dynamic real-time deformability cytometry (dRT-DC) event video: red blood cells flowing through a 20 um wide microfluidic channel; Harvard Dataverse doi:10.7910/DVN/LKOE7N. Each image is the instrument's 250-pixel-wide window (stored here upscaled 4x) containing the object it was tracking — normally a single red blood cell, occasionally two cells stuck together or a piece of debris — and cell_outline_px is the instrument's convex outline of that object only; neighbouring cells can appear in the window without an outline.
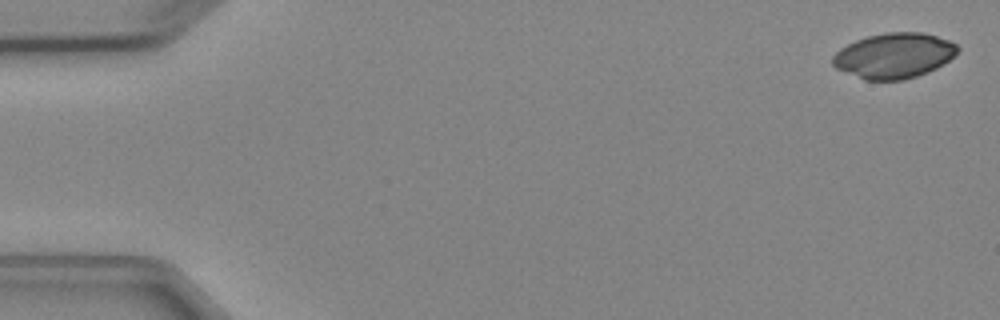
{"species": "Egyptian fruit bat (a non-hibernating species)", "species_latin": "Rousettus aegyptiacus", "temperature_condition": "cold", "stored_images_in_passage": 4, "camera_frame_rate_fps": 3000, "um_per_image_px": 0.085, "animal": {"sex": "female"}, "frame": {"image": 1, "passage_image": 1, "time_ms": 0.0, "image_size_px": [1000, 320], "cell_outline_px": [[960, 48], [948, 60], [936, 68], [916, 76], [904, 80], [864, 80], [836, 68], [832, 64], [832, 56], [840, 48], [856, 40], [868, 36], [884, 32], [924, 32], [948, 40], [956, 44]], "centroid_in_image_um": [75.96, 4.72], "position_along_channel_um": 9.0, "area_um2": 32.83}}